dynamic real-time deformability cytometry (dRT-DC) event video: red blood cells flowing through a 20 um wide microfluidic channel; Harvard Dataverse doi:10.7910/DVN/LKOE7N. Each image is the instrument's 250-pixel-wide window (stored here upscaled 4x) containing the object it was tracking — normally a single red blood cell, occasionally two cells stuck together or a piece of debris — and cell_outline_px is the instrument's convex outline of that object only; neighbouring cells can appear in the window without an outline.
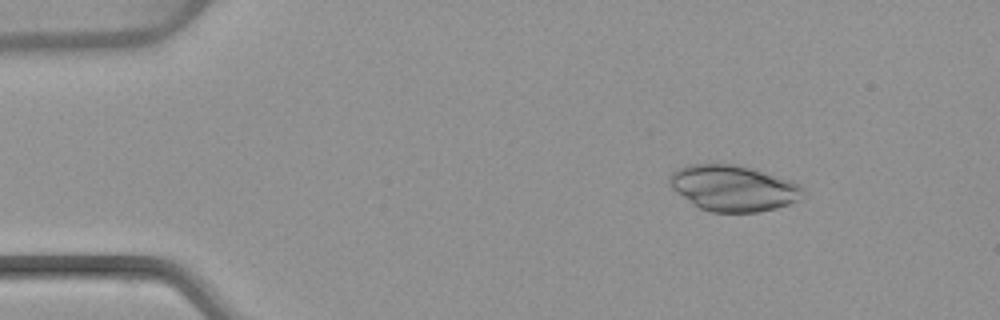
{"species": "common noctule bat (a hibernating species)", "species_latin": "Nyctalus noctula", "temperature_condition": "warm", "stored_images_in_passage": 5, "camera_frame_rate_fps": 3000, "um_per_image_px": 0.085, "animal": {"sex": "female", "body_mass_g": 22.7, "forearm_length_mm": 54.2}, "frame": {"image": 1, "passage_image": 2, "time_ms": 1.333, "image_size_px": [1000, 320], "cell_outline_px": [[804, 192], [796, 200], [788, 204], [776, 208], [756, 212], [712, 212], [700, 208], [676, 192], [668, 184], [668, 176], [672, 172], [688, 164], [740, 164], [792, 180], [800, 184], [804, 188]], "centroid_in_image_um": [62.32, 15.97], "position_along_channel_um": 22.7, "area_um2": 35.78}}